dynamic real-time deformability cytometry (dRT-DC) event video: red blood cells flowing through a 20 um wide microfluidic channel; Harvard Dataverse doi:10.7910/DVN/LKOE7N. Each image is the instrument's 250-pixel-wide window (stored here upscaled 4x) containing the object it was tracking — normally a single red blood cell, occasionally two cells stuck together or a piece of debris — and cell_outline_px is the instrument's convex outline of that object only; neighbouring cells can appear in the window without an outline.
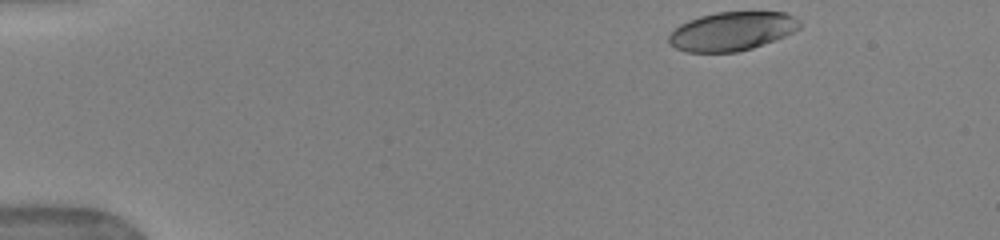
{"species": "human", "species_latin": "Homo sapiens", "temperature_condition": "warm", "stored_images_in_passage": 46, "camera_frame_rate_fps": 3000, "um_per_image_px": 0.085, "donor": {"sex": "female"}, "frame": {"image": 1, "passage_image": 1, "time_ms": 0.0, "image_size_px": [1000, 240], "cell_outline_px": [[804, 24], [800, 28], [776, 40], [752, 48], [736, 52], [684, 52], [668, 44], [668, 36], [680, 24], [688, 20], [700, 16], [716, 12], [784, 12], [800, 20]], "centroid_in_image_um": [62.22, 2.66], "position_along_channel_um": 22.8, "area_um2": 29.71}}
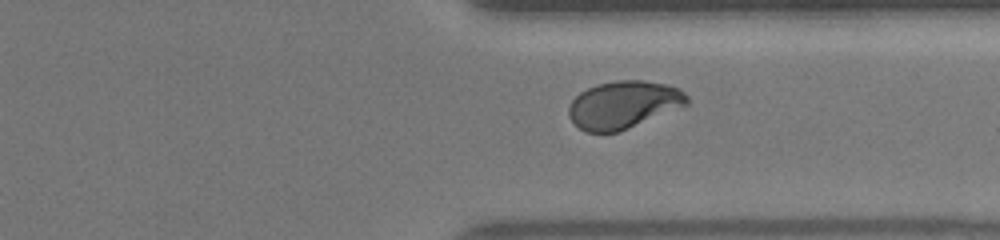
{"frame": {"image": 2, "passage_image": 34, "time_ms": 11.0, "image_size_px": [1000, 240], "cell_outline_px": [[688, 104], [620, 132], [584, 132], [568, 116], [568, 108], [572, 100], [580, 92], [588, 88], [600, 84], [616, 80], [644, 80], [668, 84], [680, 88], [688, 96]], "centroid_in_image_um": [53.01, 8.9], "position_along_channel_um": 358.4, "area_um2": 32.77}}
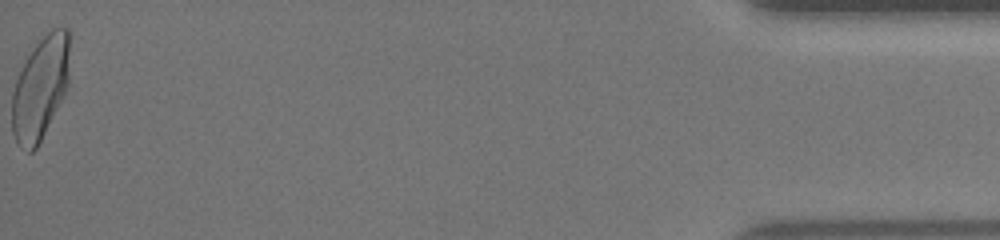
{"frame": {"image": 3, "passage_image": 46, "time_ms": 15.0, "image_size_px": [1000, 240], "cell_outline_px": [[72, 36], [68, 88], [64, 96], [36, 148], [32, 152], [28, 152], [20, 148], [16, 144], [12, 132], [12, 92], [16, 80], [24, 60], [36, 44], [52, 28], [68, 28]], "centroid_in_image_um": [3.46, 7.44], "position_along_channel_um": 431.7, "area_um2": 35.37}, "authors_computed_cell_mechanics": {"area_um2": 32.7148, "velocity_mm_per_s": 3.9631, "shape_relaxation_time_tau1_ms": 3.294, "shape_relaxation_time_tau2_ms": 1.0205, "deformation_change_tau1": 0.1982, "deformation_change_tau2": 0.0524}}